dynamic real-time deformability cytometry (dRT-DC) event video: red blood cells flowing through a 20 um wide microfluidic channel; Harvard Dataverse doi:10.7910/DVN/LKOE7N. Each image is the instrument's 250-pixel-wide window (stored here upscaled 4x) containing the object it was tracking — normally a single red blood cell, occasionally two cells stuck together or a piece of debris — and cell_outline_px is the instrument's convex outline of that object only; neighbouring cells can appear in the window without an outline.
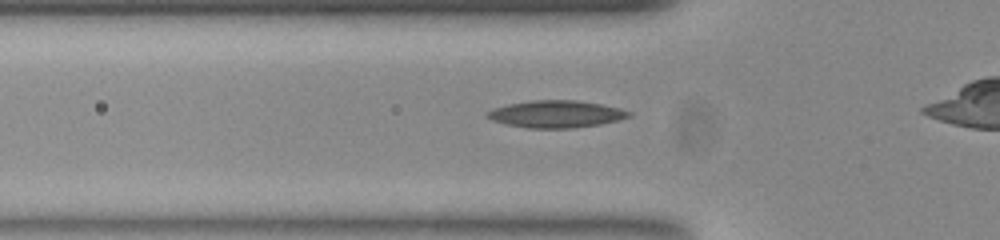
{"species": "common noctule bat (a hibernating species)", "species_latin": "Nyctalus noctula", "temperature_condition": "room temperature", "stored_images_in_passage": 34, "camera_frame_rate_fps": 3000, "um_per_image_px": 0.085, "animal": {"sex": "female", "body_mass_g": 23.0, "forearm_length_mm": 53.4}, "frame": {"image": 1, "passage_image": 9, "time_ms": 2.667, "image_size_px": [1000, 240], "cell_outline_px": [[632, 116], [600, 124], [568, 128], [528, 128], [508, 124], [492, 120], [484, 116], [484, 112], [492, 108], [508, 104], [532, 100], [576, 100], [600, 104], [620, 108], [632, 112]], "centroid_in_image_um": [47.23, 9.68], "position_along_channel_um": 78.6, "area_um2": 22.37}}
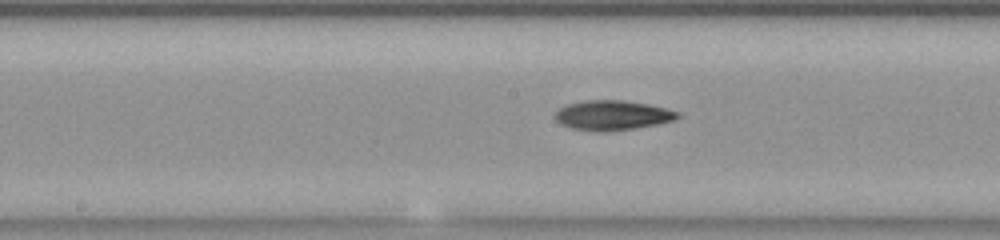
{"frame": {"image": 2, "passage_image": 18, "time_ms": 5.667, "image_size_px": [1000, 240], "cell_outline_px": [[680, 116], [676, 120], [656, 124], [632, 128], [572, 128], [556, 120], [556, 112], [564, 104], [584, 100], [624, 100], [648, 104], [680, 112]], "centroid_in_image_um": [52.1, 9.73], "position_along_channel_um": 196.1, "area_um2": 20.17}}
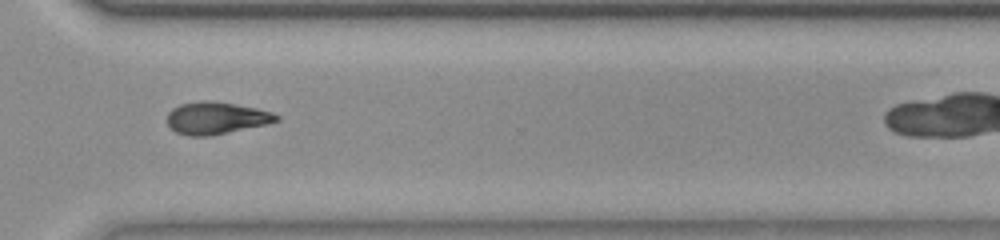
{"frame": {"image": 3, "passage_image": 30, "time_ms": 9.667, "image_size_px": [1000, 240], "cell_outline_px": [[280, 120], [268, 124], [208, 136], [188, 136], [176, 132], [168, 124], [168, 112], [172, 108], [180, 104], [200, 100], [212, 100], [236, 104], [256, 108], [272, 112], [280, 116]], "centroid_in_image_um": [18.38, 10.02], "position_along_channel_um": 352.2, "area_um2": 20.58}}